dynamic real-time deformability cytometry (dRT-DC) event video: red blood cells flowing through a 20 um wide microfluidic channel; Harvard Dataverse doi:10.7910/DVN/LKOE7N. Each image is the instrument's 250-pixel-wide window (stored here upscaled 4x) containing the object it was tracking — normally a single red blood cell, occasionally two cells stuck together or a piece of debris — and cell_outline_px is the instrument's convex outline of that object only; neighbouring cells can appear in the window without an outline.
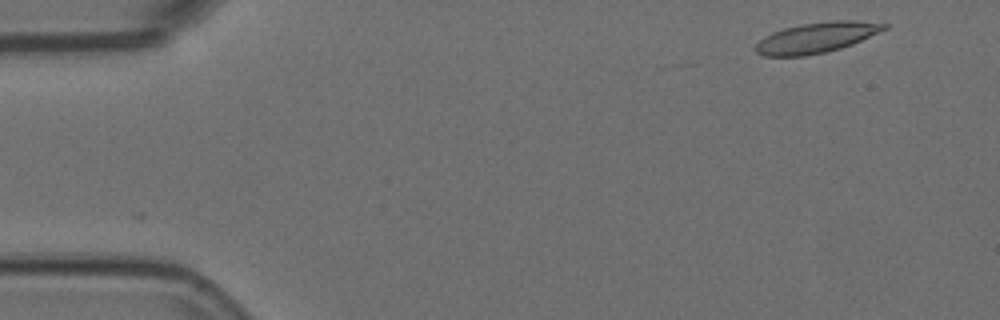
{"species": "Egyptian fruit bat (a non-hibernating species)", "species_latin": "Rousettus aegyptiacus", "temperature_condition": "room temperature", "stored_images_in_passage": 2, "camera_frame_rate_fps": 3000, "um_per_image_px": 0.085, "animal": {"sex": "female"}, "frame": {"image": 1, "passage_image": 1, "time_ms": 0.0, "image_size_px": [1000, 320], "cell_outline_px": [[888, 28], [852, 44], [840, 48], [824, 52], [804, 56], [764, 56], [756, 52], [752, 48], [764, 36], [772, 32], [784, 28], [800, 24], [832, 20], [856, 20], [888, 24]], "centroid_in_image_um": [69.37, 3.19], "position_along_channel_um": 15.6, "area_um2": 22.83}}